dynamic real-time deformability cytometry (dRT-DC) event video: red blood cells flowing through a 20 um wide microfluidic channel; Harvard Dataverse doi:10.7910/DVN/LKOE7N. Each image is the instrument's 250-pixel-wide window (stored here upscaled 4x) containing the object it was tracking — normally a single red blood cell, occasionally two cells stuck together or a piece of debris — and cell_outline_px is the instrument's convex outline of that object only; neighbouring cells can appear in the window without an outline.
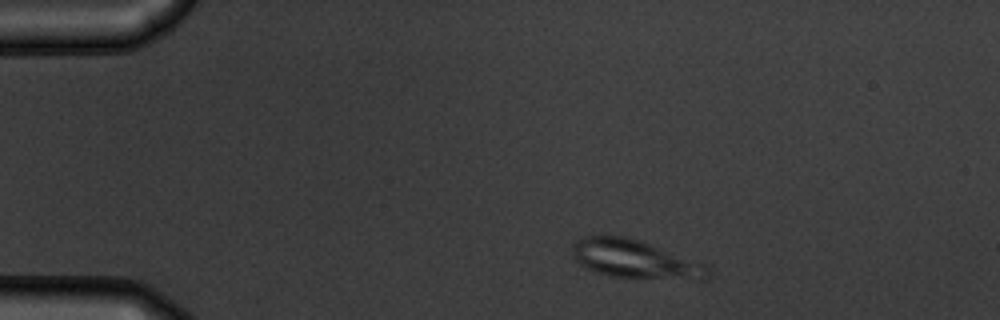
{"species": "common noctule bat (a hibernating species)", "species_latin": "Nyctalus noctula", "temperature_condition": "warm", "stored_images_in_passage": 45, "camera_frame_rate_fps": 3000, "um_per_image_px": 0.085, "animal": {"sex": "male", "body_mass_g": 19.5, "forearm_length_mm": 54.6}, "frame": {"image": 1, "passage_image": 1, "time_ms": 0.0, "image_size_px": [1000, 320], "cell_outline_px": [[712, 276], [708, 280], [700, 280], [608, 276], [596, 272], [580, 264], [576, 260], [572, 252], [572, 244], [576, 240], [584, 236], [624, 236], [648, 244], [704, 264], [712, 272]], "centroid_in_image_um": [53.98, 22.06], "position_along_channel_um": 31.0, "area_um2": 29.88}}
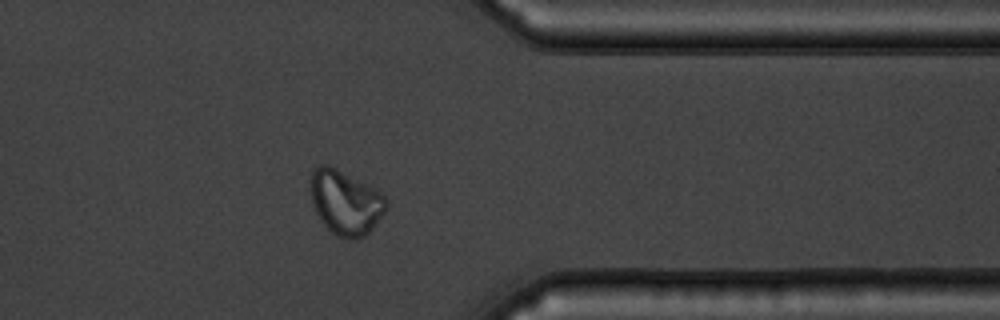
{"frame": {"image": 2, "passage_image": 35, "time_ms": 11.333, "image_size_px": [1000, 320], "cell_outline_px": [[388, 208], [372, 228], [364, 236], [356, 240], [352, 240], [340, 236], [332, 232], [320, 220], [312, 204], [308, 188], [308, 180], [312, 168], [320, 164], [328, 164], [376, 188], [388, 200]], "centroid_in_image_um": [29.33, 17.16], "position_along_channel_um": 382.1, "area_um2": 29.02}}
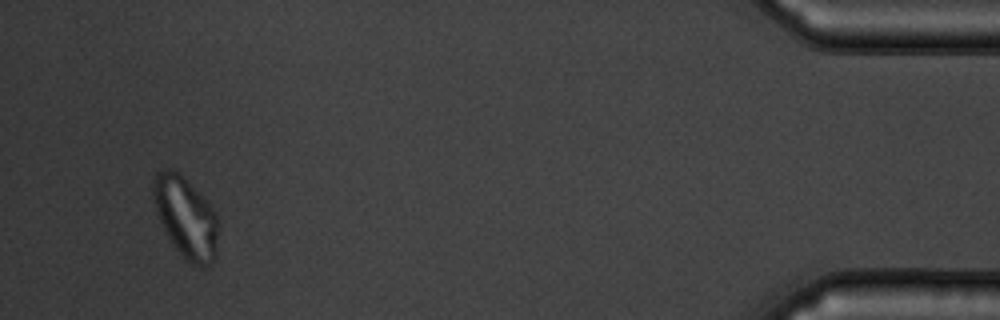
{"frame": {"image": 3, "passage_image": 43, "time_ms": 14.0, "image_size_px": [1000, 320], "cell_outline_px": [[220, 224], [216, 256], [212, 264], [204, 268], [200, 268], [192, 264], [176, 248], [168, 236], [156, 212], [152, 196], [152, 180], [156, 172], [164, 168], [168, 168], [176, 172], [208, 200], [216, 212]], "centroid_in_image_um": [15.84, 18.49], "position_along_channel_um": 419.4, "area_um2": 31.04}}